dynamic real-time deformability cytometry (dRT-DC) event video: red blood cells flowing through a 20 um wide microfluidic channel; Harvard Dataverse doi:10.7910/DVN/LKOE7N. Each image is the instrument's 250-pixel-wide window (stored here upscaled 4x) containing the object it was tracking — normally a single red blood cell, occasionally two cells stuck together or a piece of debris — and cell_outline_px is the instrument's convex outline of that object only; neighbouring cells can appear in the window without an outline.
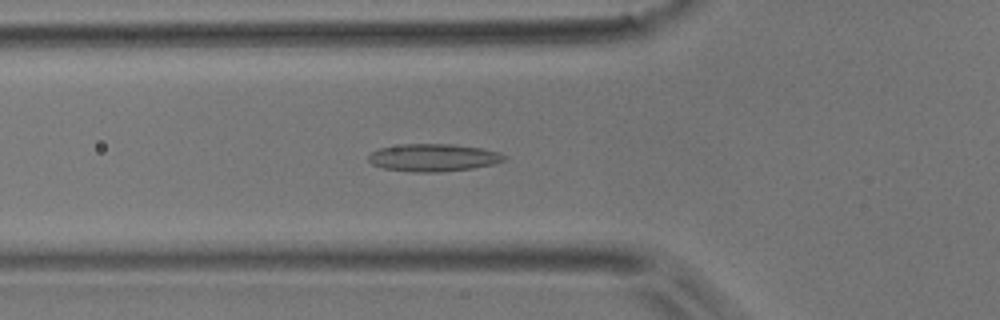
{"species": "common noctule bat (a hibernating species)", "species_latin": "Nyctalus noctula", "temperature_condition": "room temperature", "stored_images_in_passage": 40, "camera_frame_rate_fps": 3000, "um_per_image_px": 0.085, "animal": {"sex": "male", "body_mass_g": 17.9}, "frame": {"image": 1, "passage_image": 6, "time_ms": 1.667, "image_size_px": [1000, 320], "cell_outline_px": [[508, 160], [492, 164], [472, 168], [440, 172], [412, 172], [384, 168], [372, 164], [368, 160], [368, 156], [372, 152], [380, 148], [404, 144], [452, 144], [480, 148], [500, 152], [508, 156]], "centroid_in_image_um": [36.87, 13.4], "position_along_channel_um": 88.9, "area_um2": 21.79}}
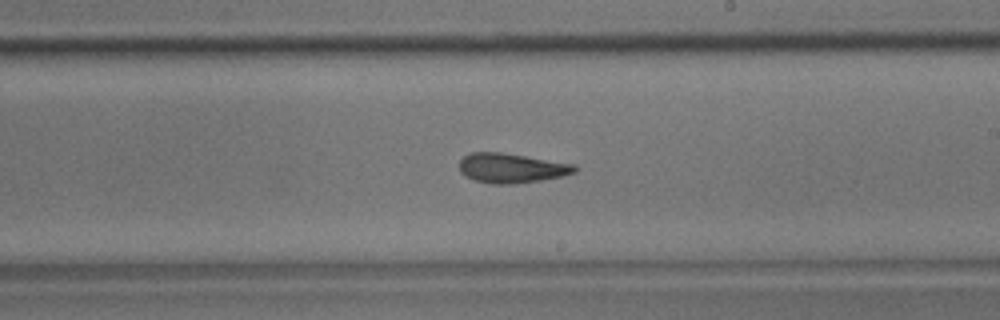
{"frame": {"image": 2, "passage_image": 18, "time_ms": 5.667, "image_size_px": [1000, 320], "cell_outline_px": [[580, 168], [576, 172], [564, 176], [540, 180], [512, 184], [492, 184], [472, 180], [464, 176], [460, 172], [460, 160], [464, 156], [472, 152], [500, 152], [576, 164]], "centroid_in_image_um": [43.49, 14.29], "position_along_channel_um": 245.5, "area_um2": 20.11}}
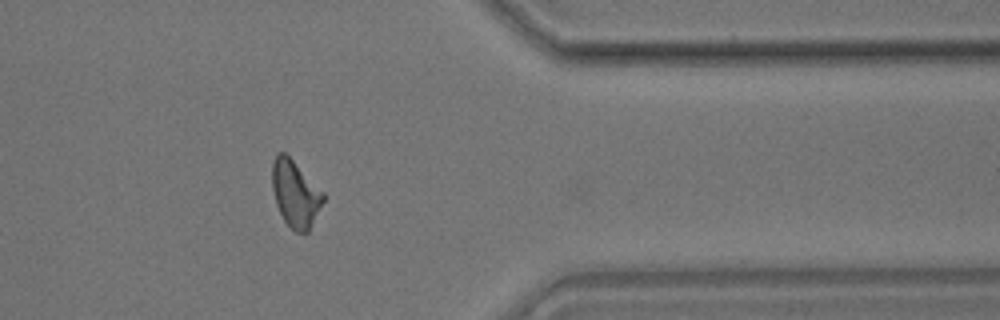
{"frame": {"image": 3, "passage_image": 30, "time_ms": 9.667, "image_size_px": [1000, 320], "cell_outline_px": [[324, 200], [308, 232], [296, 232], [284, 220], [276, 204], [272, 188], [272, 160], [276, 152], [284, 152], [324, 192]], "centroid_in_image_um": [25.08, 16.45], "position_along_channel_um": 386.3, "area_um2": 19.59}, "authors_computed_cell_mechanics": {"area_um2": 19.4786, "velocity_mm_per_s": 3.9039, "shape_relaxation_time_tau1_ms": null, "shape_relaxation_time_tau2_ms": 3.624, "deformation_change_tau1": null, "deformation_change_tau2": 0.1355}}